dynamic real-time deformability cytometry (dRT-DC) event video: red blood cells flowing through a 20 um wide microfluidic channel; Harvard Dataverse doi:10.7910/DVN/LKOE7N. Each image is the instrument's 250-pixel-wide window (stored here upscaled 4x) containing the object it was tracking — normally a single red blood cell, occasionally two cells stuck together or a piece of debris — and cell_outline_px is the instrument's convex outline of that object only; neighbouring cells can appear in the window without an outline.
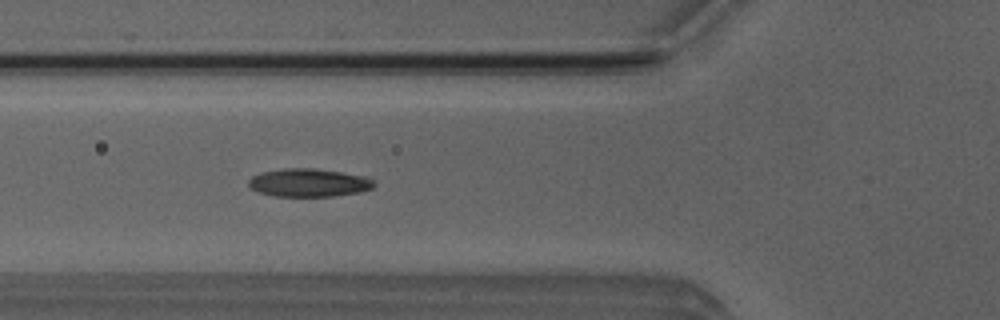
{"species": "Egyptian fruit bat (a non-hibernating species)", "species_latin": "Rousettus aegyptiacus", "temperature_condition": "room temperature", "stored_images_in_passage": 50, "camera_frame_rate_fps": 3000, "um_per_image_px": 0.085, "animal": {"sex": "male"}, "frame": {"image": 1, "passage_image": 17, "time_ms": 5.333, "image_size_px": [1000, 320], "cell_outline_px": [[376, 184], [372, 188], [360, 192], [332, 196], [272, 196], [256, 192], [248, 184], [248, 180], [252, 176], [260, 172], [284, 168], [312, 168], [340, 172], [364, 176], [376, 180]], "centroid_in_image_um": [26.23, 15.53], "position_along_channel_um": 99.6, "area_um2": 20.69}}
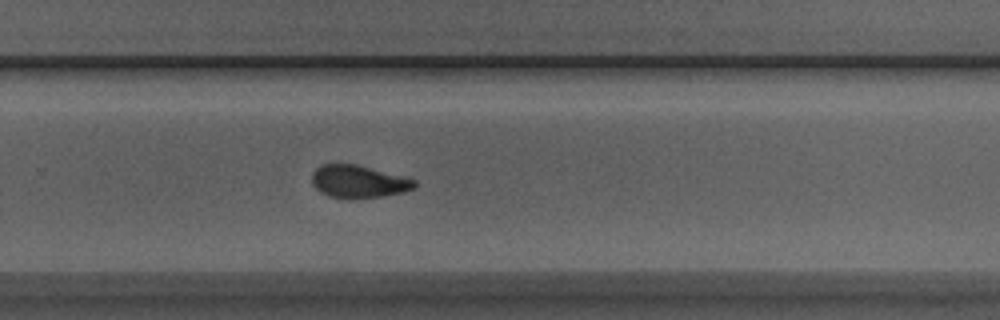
{"frame": {"image": 2, "passage_image": 32, "time_ms": 10.333, "image_size_px": [1000, 320], "cell_outline_px": [[416, 188], [404, 192], [384, 196], [352, 200], [348, 200], [328, 196], [320, 192], [312, 184], [312, 172], [320, 164], [356, 164], [404, 176], [416, 180]], "centroid_in_image_um": [30.47, 15.45], "position_along_channel_um": 299.3, "area_um2": 20.0}}
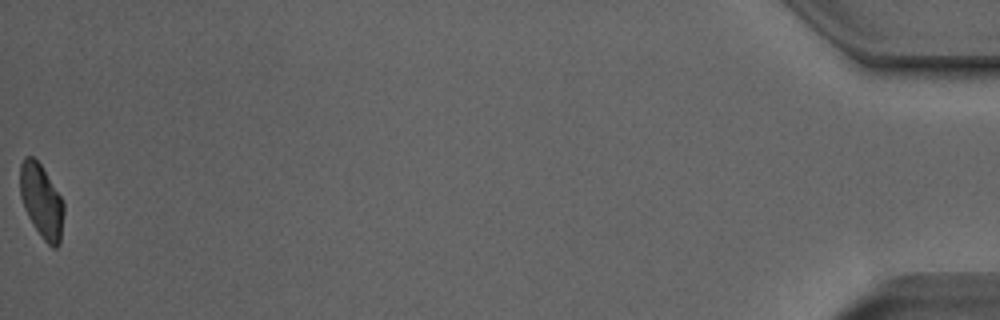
{"frame": {"image": 3, "passage_image": 50, "time_ms": 16.333, "image_size_px": [1000, 320], "cell_outline_px": [[64, 212], [60, 244], [56, 248], [52, 248], [44, 240], [32, 224], [24, 208], [20, 196], [20, 164], [24, 156], [32, 156], [40, 164], [60, 196], [64, 204]], "centroid_in_image_um": [3.52, 17.12], "position_along_channel_um": 431.7, "area_um2": 18.73}, "authors_computed_cell_mechanics": {"area_um2": 19.4497, "velocity_mm_per_s": 3.9975, "shape_relaxation_time_tau1_ms": 5.4313, "shape_relaxation_time_tau2_ms": 1.9668, "deformation_change_tau1": 0.167, "deformation_change_tau2": 0.0756}}